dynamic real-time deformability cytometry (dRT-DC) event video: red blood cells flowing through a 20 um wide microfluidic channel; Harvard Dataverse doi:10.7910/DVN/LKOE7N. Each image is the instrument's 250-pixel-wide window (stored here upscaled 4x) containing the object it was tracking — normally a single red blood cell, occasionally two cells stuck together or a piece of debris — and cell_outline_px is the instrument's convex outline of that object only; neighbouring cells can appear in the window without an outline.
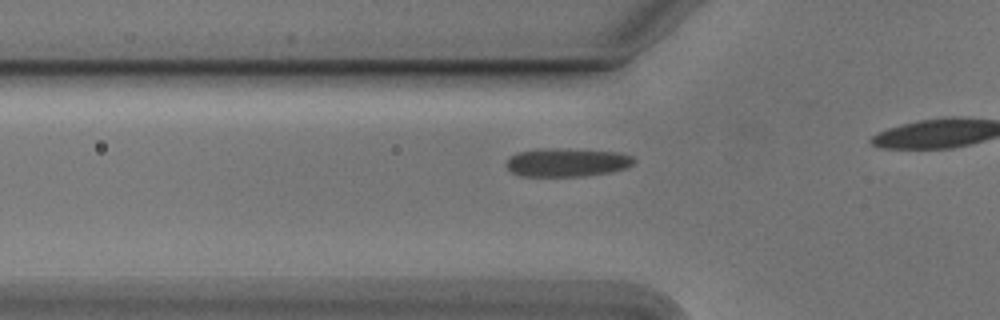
{"species": "Egyptian fruit bat (a non-hibernating species)", "species_latin": "Rousettus aegyptiacus", "temperature_condition": "cold", "stored_images_in_passage": 18, "camera_frame_rate_fps": 3000, "um_per_image_px": 0.085, "animal": {"sex": "male"}, "frame": {"image": 1, "passage_image": 12, "time_ms": 3.667, "image_size_px": [1000, 320], "cell_outline_px": [[636, 160], [628, 168], [612, 172], [584, 176], [520, 176], [512, 172], [508, 168], [508, 160], [516, 152], [540, 148], [568, 148], [616, 152], [632, 156]], "centroid_in_image_um": [48.22, 13.8], "position_along_channel_um": 77.6, "area_um2": 21.33}}
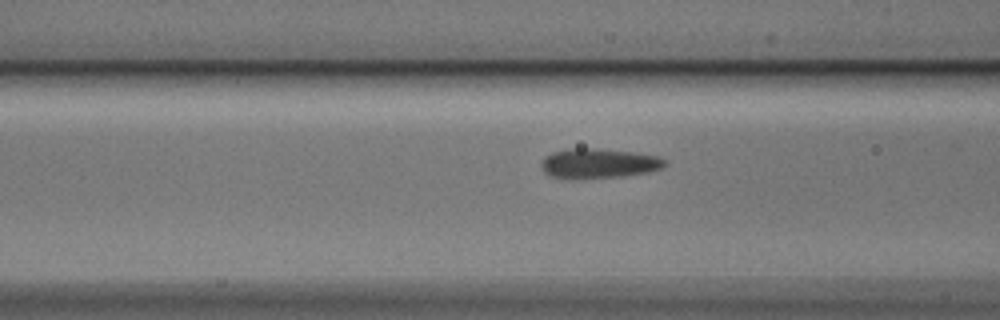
{"frame": {"image": 2, "passage_image": 15, "time_ms": 4.667, "image_size_px": [1000, 320], "cell_outline_px": [[668, 164], [660, 168], [648, 172], [620, 176], [548, 176], [544, 172], [540, 164], [544, 156], [552, 152], [576, 148], [596, 148], [632, 152], [660, 156], [668, 160]], "centroid_in_image_um": [50.94, 13.84], "position_along_channel_um": 115.7, "area_um2": 20.75}}